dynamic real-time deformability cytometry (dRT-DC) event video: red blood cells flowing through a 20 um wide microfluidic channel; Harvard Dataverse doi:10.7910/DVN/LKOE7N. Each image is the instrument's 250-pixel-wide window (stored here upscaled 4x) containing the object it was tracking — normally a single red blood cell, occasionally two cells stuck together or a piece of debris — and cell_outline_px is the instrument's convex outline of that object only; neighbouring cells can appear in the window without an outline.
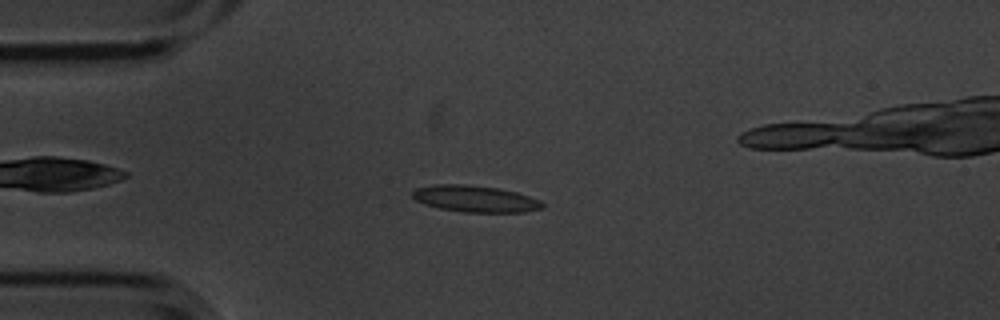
{"species": "common noctule bat (a hibernating species)", "species_latin": "Nyctalus noctula", "temperature_condition": "cold", "stored_images_in_passage": 5, "camera_frame_rate_fps": 3000, "um_per_image_px": 0.085, "animal": {"sex": "male", "body_mass_g": 20.1, "forearm_length_mm": 53.5}, "frame": {"image": 1, "passage_image": 3, "time_ms": 0.667, "image_size_px": [1000, 320], "cell_outline_px": [[544, 208], [524, 212], [464, 212], [440, 208], [424, 204], [416, 200], [412, 196], [412, 192], [416, 188], [436, 184], [464, 184], [496, 188], [516, 192], [540, 200], [544, 204]], "centroid_in_image_um": [40.39, 16.9], "position_along_channel_um": 44.6, "area_um2": 20.0}}